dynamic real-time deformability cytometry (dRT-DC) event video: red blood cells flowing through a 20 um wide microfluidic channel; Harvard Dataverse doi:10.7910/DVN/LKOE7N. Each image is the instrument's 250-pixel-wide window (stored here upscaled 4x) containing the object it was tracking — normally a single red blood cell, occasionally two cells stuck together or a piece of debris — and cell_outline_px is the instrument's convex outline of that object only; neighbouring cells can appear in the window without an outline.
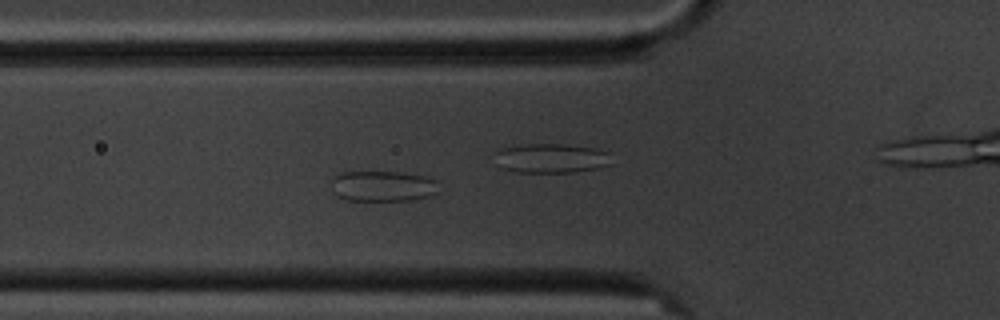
{"species": "common noctule bat (a hibernating species)", "species_latin": "Nyctalus noctula", "temperature_condition": "cold", "stored_images_in_passage": 6, "camera_frame_rate_fps": 3000, "um_per_image_px": 0.085, "animal": {"sex": "male", "body_mass_g": 20.1, "forearm_length_mm": 53.5}, "frame": {"image": 1, "passage_image": 5, "time_ms": 4.667, "image_size_px": [1000, 320], "cell_outline_px": [[440, 192], [432, 196], [412, 200], [344, 200], [336, 196], [332, 192], [332, 180], [340, 172], [400, 172], [428, 176], [436, 180]], "centroid_in_image_um": [32.58, 15.82], "position_along_channel_um": 93.2, "area_um2": 19.54}}